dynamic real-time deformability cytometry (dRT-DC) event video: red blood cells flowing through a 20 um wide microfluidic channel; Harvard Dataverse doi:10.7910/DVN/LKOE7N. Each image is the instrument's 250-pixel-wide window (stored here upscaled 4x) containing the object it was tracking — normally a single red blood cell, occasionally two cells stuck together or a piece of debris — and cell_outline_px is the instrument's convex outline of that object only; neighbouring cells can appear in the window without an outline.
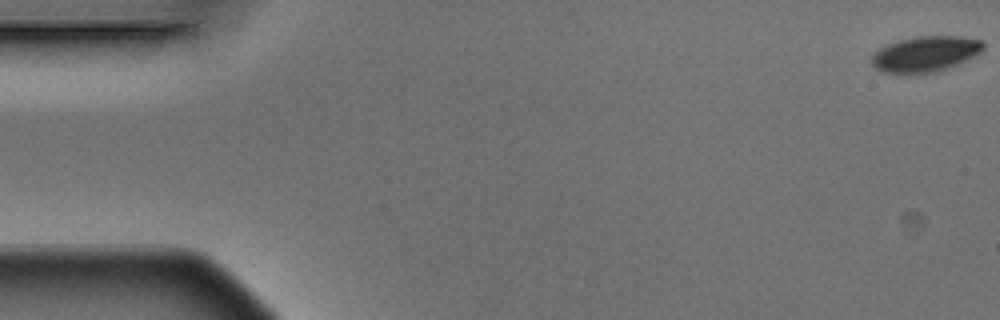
{"species": "Egyptian fruit bat (a non-hibernating species)", "species_latin": "Rousettus aegyptiacus", "temperature_condition": "warm", "stored_images_in_passage": 5, "camera_frame_rate_fps": 3000, "um_per_image_px": 0.085, "animal": {"sex": "male"}, "frame": {"image": 1, "passage_image": 1, "time_ms": 0.0, "image_size_px": [1000, 320], "cell_outline_px": [[984, 48], [980, 52], [956, 64], [936, 72], [916, 76], [880, 72], [872, 64], [872, 56], [884, 44], [896, 40], [916, 36], [960, 36], [980, 40], [984, 44]], "centroid_in_image_um": [78.58, 4.61], "position_along_channel_um": 6.4, "area_um2": 23.58}}
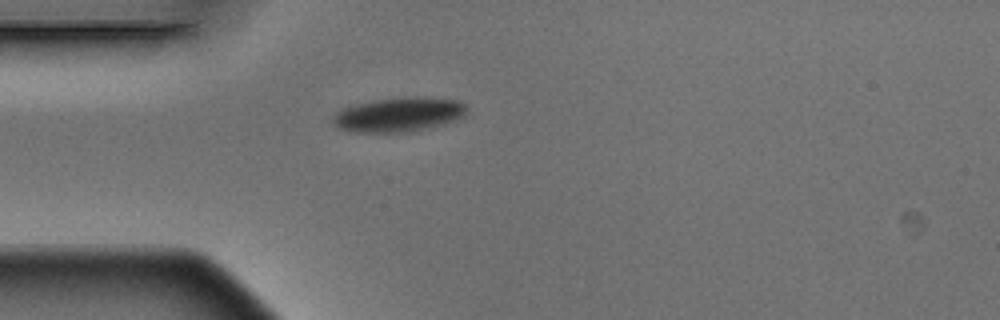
{"frame": {"image": 2, "passage_image": 5, "time_ms": 1.333, "image_size_px": [1000, 320], "cell_outline_px": [[468, 108], [464, 116], [440, 124], [408, 132], [348, 132], [332, 124], [332, 116], [340, 108], [356, 104], [376, 100], [404, 96], [428, 96], [460, 100]], "centroid_in_image_um": [33.86, 9.71], "position_along_channel_um": 51.1, "area_um2": 27.05}}